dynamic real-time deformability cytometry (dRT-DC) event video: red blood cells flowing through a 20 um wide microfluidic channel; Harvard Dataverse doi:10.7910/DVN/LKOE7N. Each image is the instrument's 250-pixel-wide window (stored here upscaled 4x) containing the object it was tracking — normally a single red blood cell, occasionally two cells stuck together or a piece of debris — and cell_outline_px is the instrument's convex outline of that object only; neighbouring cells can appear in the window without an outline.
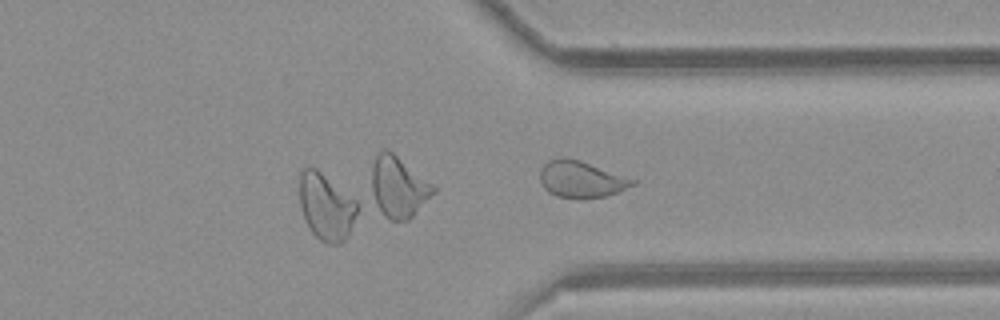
{"species": "common noctule bat (a hibernating species)", "species_latin": "Nyctalus noctula", "temperature_condition": "room temperature", "stored_images_in_passage": 24, "camera_frame_rate_fps": 3000, "um_per_image_px": 0.085, "animal": {"sex": "female", "body_mass_g": 21.9}, "frame": {"image": 1, "passage_image": 24, "time_ms": 7.667, "image_size_px": [1000, 320], "cell_outline_px": [[636, 184], [620, 192], [608, 196], [584, 200], [556, 196], [548, 192], [544, 188], [540, 180], [540, 168], [548, 160], [560, 156], [580, 160], [636, 180]], "centroid_in_image_um": [49.39, 15.26], "position_along_channel_um": 362.0, "area_um2": 20.17}}